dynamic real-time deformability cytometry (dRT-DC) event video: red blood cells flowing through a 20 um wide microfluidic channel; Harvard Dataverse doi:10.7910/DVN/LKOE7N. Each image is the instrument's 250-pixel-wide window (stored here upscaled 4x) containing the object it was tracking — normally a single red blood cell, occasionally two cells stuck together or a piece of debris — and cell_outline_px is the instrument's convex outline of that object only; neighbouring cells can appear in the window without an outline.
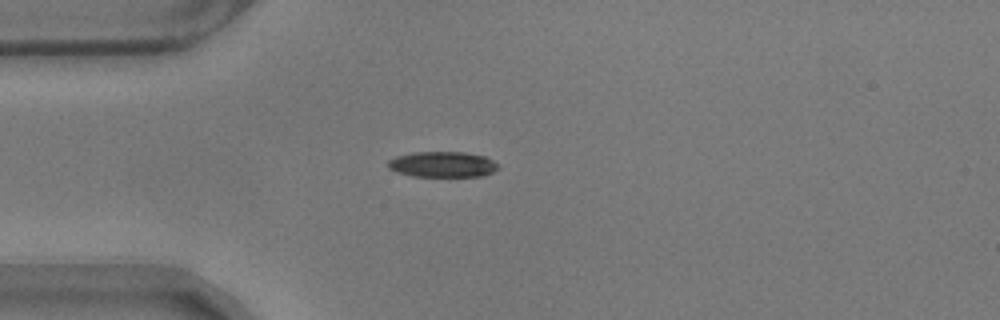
{"species": "common noctule bat (a hibernating species)", "species_latin": "Nyctalus noctula", "temperature_condition": "warm", "stored_images_in_passage": 43, "camera_frame_rate_fps": 3000, "um_per_image_px": 0.085, "animal": {"sex": "male", "body_mass_g": 17.9}, "frame": {"image": 1, "passage_image": 1, "time_ms": 0.0, "image_size_px": [1000, 320], "cell_outline_px": [[496, 168], [492, 172], [484, 176], [412, 176], [396, 172], [388, 168], [388, 160], [396, 156], [412, 152], [464, 152], [484, 156], [492, 160], [496, 164]], "centroid_in_image_um": [37.56, 13.97], "position_along_channel_um": 47.4, "area_um2": 16.36}}
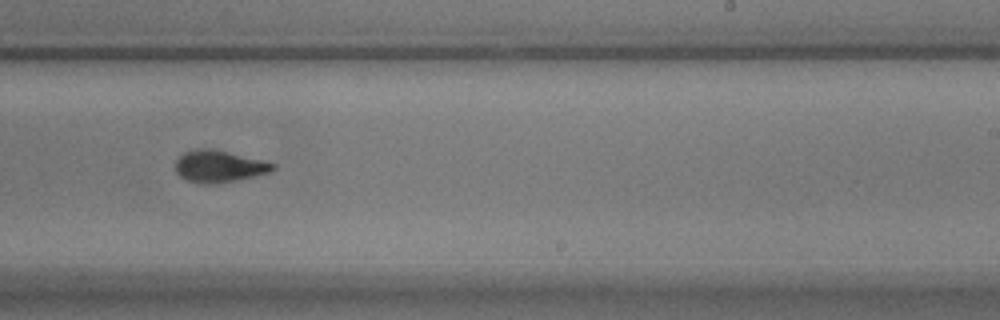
{"frame": {"image": 2, "passage_image": 21, "time_ms": 6.667, "image_size_px": [1000, 320], "cell_outline_px": [[276, 168], [272, 172], [236, 180], [212, 184], [200, 184], [188, 180], [180, 176], [176, 172], [176, 160], [184, 152], [196, 148], [200, 148], [228, 152], [276, 164]], "centroid_in_image_um": [18.61, 14.15], "position_along_channel_um": 270.4, "area_um2": 17.86}}
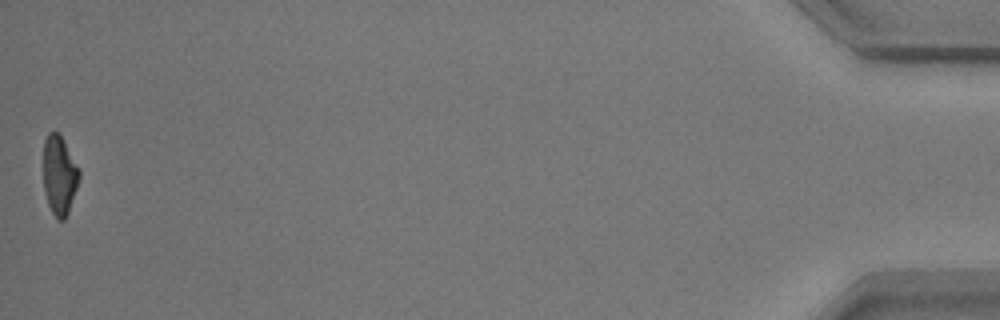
{"frame": {"image": 3, "passage_image": 43, "time_ms": 14.0, "image_size_px": [1000, 320], "cell_outline_px": [[80, 176], [68, 212], [64, 220], [56, 220], [48, 204], [44, 192], [44, 140], [48, 132], [56, 132], [60, 136], [80, 168]], "centroid_in_image_um": [5.04, 14.91], "position_along_channel_um": 430.2, "area_um2": 16.36}, "authors_computed_cell_mechanics": {"area_um2": 17.6868, "velocity_mm_per_s": 3.5227, "shape_relaxation_time_tau1_ms": 3.2982, "shape_relaxation_time_tau2_ms": 2.9332, "deformation_change_tau1": 0.1423, "deformation_change_tau2": 0.0956}}